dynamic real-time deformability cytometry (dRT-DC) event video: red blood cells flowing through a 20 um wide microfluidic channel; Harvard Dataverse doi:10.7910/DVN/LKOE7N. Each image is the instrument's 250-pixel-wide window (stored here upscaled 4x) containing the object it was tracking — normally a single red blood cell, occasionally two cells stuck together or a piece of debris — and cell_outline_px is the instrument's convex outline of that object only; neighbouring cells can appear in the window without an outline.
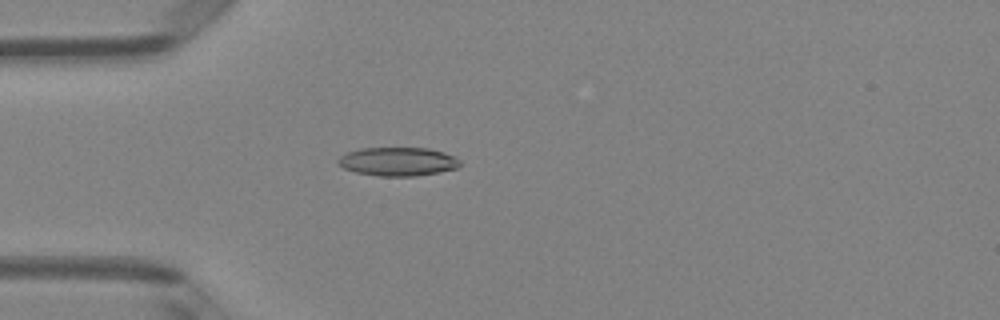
{"species": "Egyptian fruit bat (a non-hibernating species)", "species_latin": "Rousettus aegyptiacus", "temperature_condition": "room temperature", "stored_images_in_passage": 50, "camera_frame_rate_fps": 3000, "um_per_image_px": 0.085, "animal": {"sex": "female"}, "frame": {"image": 1, "passage_image": 14, "time_ms": 4.333, "image_size_px": [1000, 320], "cell_outline_px": [[460, 164], [456, 168], [440, 172], [416, 176], [380, 176], [356, 172], [344, 168], [336, 164], [336, 160], [344, 152], [360, 148], [428, 148], [444, 152], [460, 160]], "centroid_in_image_um": [33.76, 13.73], "position_along_channel_um": 51.2, "area_um2": 20.46}}
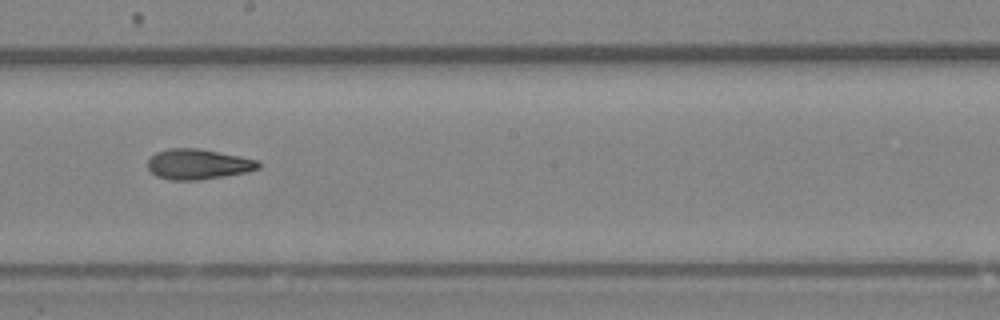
{"frame": {"image": 2, "passage_image": 28, "time_ms": 9.0, "image_size_px": [1000, 320], "cell_outline_px": [[260, 168], [248, 172], [224, 176], [196, 180], [168, 180], [156, 176], [148, 168], [148, 160], [156, 152], [168, 148], [196, 148], [240, 156], [260, 160]], "centroid_in_image_um": [16.85, 13.96], "position_along_channel_um": 231.4, "area_um2": 19.59}}
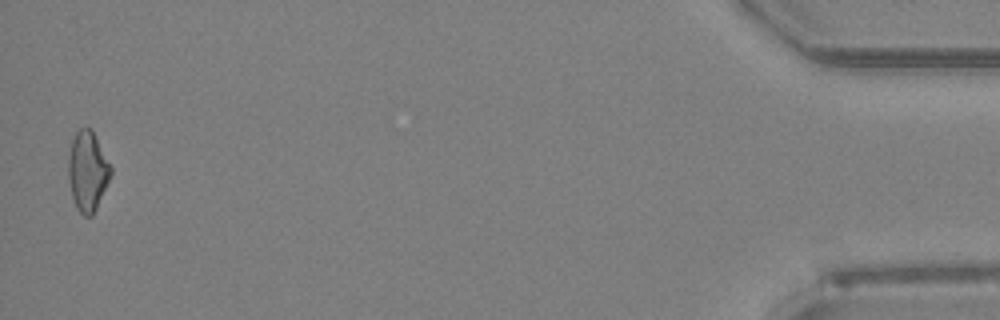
{"frame": {"image": 3, "passage_image": 49, "time_ms": 16.0, "image_size_px": [1000, 320], "cell_outline_px": [[112, 172], [96, 208], [92, 216], [84, 216], [76, 208], [72, 196], [68, 176], [68, 156], [72, 140], [76, 132], [80, 128], [92, 128], [112, 168]], "centroid_in_image_um": [7.44, 14.53], "position_along_channel_um": 427.8, "area_um2": 19.59}, "authors_computed_cell_mechanics": {"area_um2": 19.5942, "velocity_mm_per_s": 4.093, "shape_relaxation_time_tau1_ms": 4.5012, "shape_relaxation_time_tau2_ms": 2.6068, "deformation_change_tau1": 0.1554, "deformation_change_tau2": 0.1113}}